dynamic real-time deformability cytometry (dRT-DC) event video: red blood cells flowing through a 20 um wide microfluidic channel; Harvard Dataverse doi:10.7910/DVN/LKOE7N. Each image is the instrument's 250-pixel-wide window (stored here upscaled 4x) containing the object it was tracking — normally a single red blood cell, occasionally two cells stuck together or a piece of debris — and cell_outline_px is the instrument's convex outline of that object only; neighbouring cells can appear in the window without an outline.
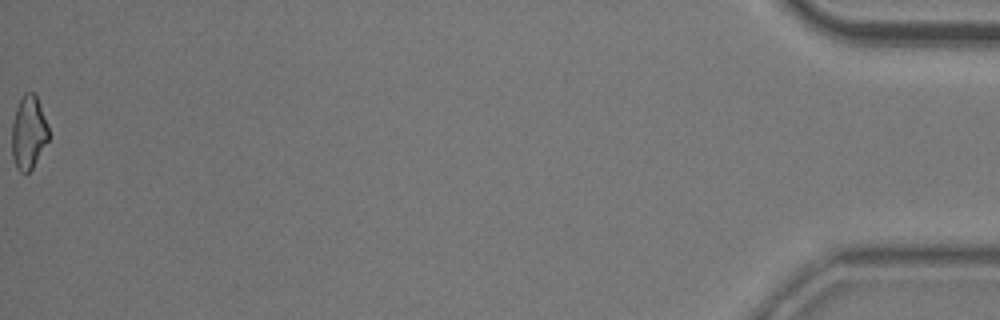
{"species": "common noctule bat (a hibernating species)", "species_latin": "Nyctalus noctula", "temperature_condition": "room temperature", "stored_images_in_passage": 58, "camera_frame_rate_fps": 3000, "um_per_image_px": 0.085, "animal": {"sex": "male", "body_mass_g": 20.5, "forearm_length_mm": 52.5}, "frame": {"image": 1, "passage_image": 58, "time_ms": 19.0, "image_size_px": [1000, 320], "cell_outline_px": [[48, 140], [32, 168], [24, 176], [16, 168], [12, 156], [12, 124], [16, 108], [24, 92], [32, 92], [36, 96], [48, 124]], "centroid_in_image_um": [2.41, 11.29], "position_along_channel_um": 432.8, "area_um2": 15.66}}